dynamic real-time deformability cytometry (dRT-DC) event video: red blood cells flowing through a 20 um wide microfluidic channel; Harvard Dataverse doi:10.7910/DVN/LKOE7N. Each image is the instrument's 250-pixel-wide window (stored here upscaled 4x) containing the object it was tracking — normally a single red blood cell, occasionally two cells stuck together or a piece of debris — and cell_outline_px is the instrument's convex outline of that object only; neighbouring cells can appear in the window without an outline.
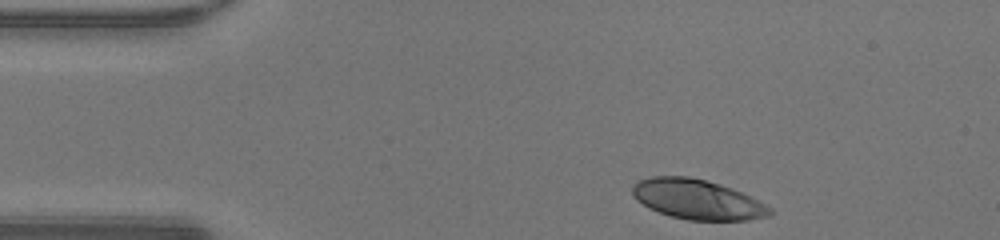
{"species": "human", "species_latin": "Homo sapiens", "temperature_condition": "warm", "stored_images_in_passage": 33, "camera_frame_rate_fps": 3000, "um_per_image_px": 0.085, "donor": {"sex": "male"}, "frame": {"image": 1, "passage_image": 1, "time_ms": 0.0, "image_size_px": [1000, 240], "cell_outline_px": [[772, 212], [768, 216], [748, 220], [688, 220], [672, 216], [648, 208], [636, 200], [632, 192], [632, 188], [640, 180], [652, 176], [688, 176], [720, 184], [732, 188], [772, 208]], "centroid_in_image_um": [59.25, 16.95], "position_along_channel_um": 25.7, "area_um2": 31.56}}
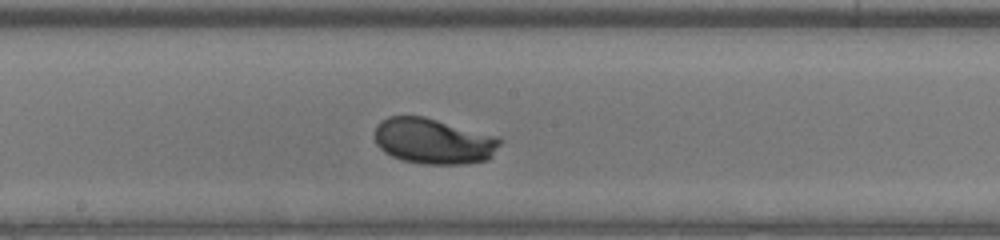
{"frame": {"image": 2, "passage_image": 19, "time_ms": 6.0, "image_size_px": [1000, 240], "cell_outline_px": [[504, 140], [492, 156], [488, 160], [464, 164], [424, 164], [404, 160], [392, 156], [384, 152], [376, 144], [376, 124], [380, 120], [388, 116], [424, 116], [500, 136]], "centroid_in_image_um": [36.9, 11.99], "position_along_channel_um": 211.3, "area_um2": 33.76}}
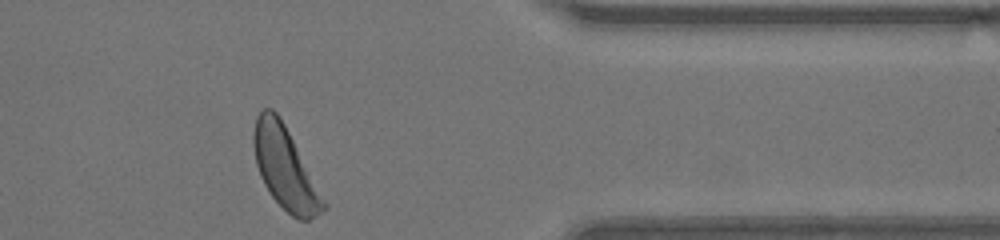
{"frame": {"image": 3, "passage_image": 33, "time_ms": 10.667, "image_size_px": [1000, 240], "cell_outline_px": [[328, 208], [316, 216], [308, 220], [300, 220], [292, 216], [272, 196], [264, 184], [260, 176], [256, 164], [252, 144], [252, 136], [256, 116], [264, 108], [272, 108], [276, 112], [284, 124], [328, 204]], "centroid_in_image_um": [24.23, 14.29], "position_along_channel_um": 387.2, "area_um2": 33.12}, "authors_computed_cell_mechanics": {"area_um2": 32.8882, "velocity_mm_per_s": 4.2214, "shape_relaxation_time_tau1_ms": 2.7425, "shape_relaxation_time_tau2_ms": null, "deformation_change_tau1": 0.1888, "deformation_change_tau2": null}}